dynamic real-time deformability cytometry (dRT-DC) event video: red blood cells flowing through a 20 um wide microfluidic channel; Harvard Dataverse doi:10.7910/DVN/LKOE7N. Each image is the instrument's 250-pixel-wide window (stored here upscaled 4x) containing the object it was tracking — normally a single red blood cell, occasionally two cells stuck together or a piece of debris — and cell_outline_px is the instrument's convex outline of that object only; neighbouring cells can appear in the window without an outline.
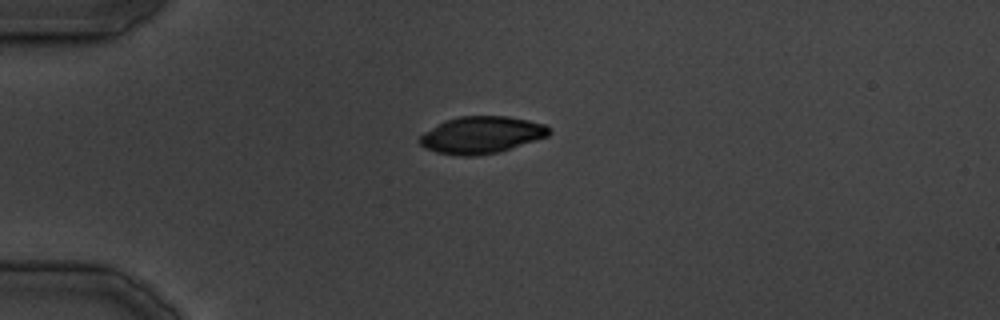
{"species": "common noctule bat (a hibernating species)", "species_latin": "Nyctalus noctula", "temperature_condition": "cold", "stored_images_in_passage": 9, "camera_frame_rate_fps": 3000, "um_per_image_px": 0.085, "animal": {"sex": "male", "body_mass_g": 19.5, "forearm_length_mm": 54.6}, "frame": {"image": 1, "passage_image": 1, "time_ms": 0.0, "image_size_px": [1000, 320], "cell_outline_px": [[552, 132], [548, 136], [500, 152], [476, 156], [460, 156], [436, 152], [424, 148], [420, 144], [420, 136], [424, 132], [448, 120], [460, 116], [508, 116], [528, 120], [544, 124], [552, 128]], "centroid_in_image_um": [40.97, 11.48], "position_along_channel_um": 44.0, "area_um2": 27.86}}
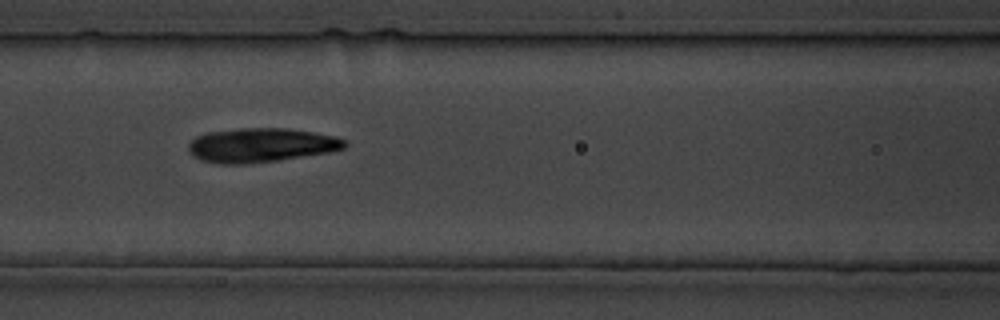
{"frame": {"image": 2, "passage_image": 7, "time_ms": 8.667, "image_size_px": [1000, 320], "cell_outline_px": [[348, 144], [344, 148], [328, 152], [276, 160], [244, 164], [220, 164], [200, 160], [192, 156], [188, 152], [188, 144], [196, 136], [204, 132], [240, 128], [288, 128], [336, 136], [344, 140]], "centroid_in_image_um": [22.12, 12.33], "position_along_channel_um": 144.5, "area_um2": 31.15}}